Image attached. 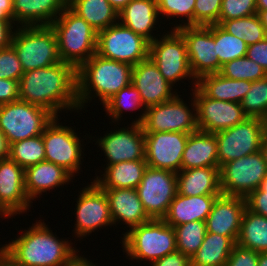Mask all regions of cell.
Instances as JSON below:
<instances>
[{
  "instance_id": "cell-1",
  "label": "cell",
  "mask_w": 267,
  "mask_h": 266,
  "mask_svg": "<svg viewBox=\"0 0 267 266\" xmlns=\"http://www.w3.org/2000/svg\"><path fill=\"white\" fill-rule=\"evenodd\" d=\"M19 99L47 109L55 117L58 111L79 110L77 99V69L59 62L24 72L19 80Z\"/></svg>"
},
{
  "instance_id": "cell-2",
  "label": "cell",
  "mask_w": 267,
  "mask_h": 266,
  "mask_svg": "<svg viewBox=\"0 0 267 266\" xmlns=\"http://www.w3.org/2000/svg\"><path fill=\"white\" fill-rule=\"evenodd\" d=\"M71 244L55 237L39 220L6 244L7 261L13 266H64L79 253Z\"/></svg>"
},
{
  "instance_id": "cell-3",
  "label": "cell",
  "mask_w": 267,
  "mask_h": 266,
  "mask_svg": "<svg viewBox=\"0 0 267 266\" xmlns=\"http://www.w3.org/2000/svg\"><path fill=\"white\" fill-rule=\"evenodd\" d=\"M133 66L94 54L77 69L79 109L92 100V92L101 103L107 102L122 88L131 84ZM92 91V92H91Z\"/></svg>"
},
{
  "instance_id": "cell-4",
  "label": "cell",
  "mask_w": 267,
  "mask_h": 266,
  "mask_svg": "<svg viewBox=\"0 0 267 266\" xmlns=\"http://www.w3.org/2000/svg\"><path fill=\"white\" fill-rule=\"evenodd\" d=\"M58 40L62 62L78 69L97 49V32L82 17L67 6L51 24Z\"/></svg>"
},
{
  "instance_id": "cell-5",
  "label": "cell",
  "mask_w": 267,
  "mask_h": 266,
  "mask_svg": "<svg viewBox=\"0 0 267 266\" xmlns=\"http://www.w3.org/2000/svg\"><path fill=\"white\" fill-rule=\"evenodd\" d=\"M11 46L24 72L62 62L57 36L51 26H17L11 38Z\"/></svg>"
},
{
  "instance_id": "cell-6",
  "label": "cell",
  "mask_w": 267,
  "mask_h": 266,
  "mask_svg": "<svg viewBox=\"0 0 267 266\" xmlns=\"http://www.w3.org/2000/svg\"><path fill=\"white\" fill-rule=\"evenodd\" d=\"M123 235V250L131 259L152 263L177 251L174 229L163 219H151Z\"/></svg>"
},
{
  "instance_id": "cell-7",
  "label": "cell",
  "mask_w": 267,
  "mask_h": 266,
  "mask_svg": "<svg viewBox=\"0 0 267 266\" xmlns=\"http://www.w3.org/2000/svg\"><path fill=\"white\" fill-rule=\"evenodd\" d=\"M54 117L47 109L20 99L0 105V129L9 144L41 135Z\"/></svg>"
},
{
  "instance_id": "cell-8",
  "label": "cell",
  "mask_w": 267,
  "mask_h": 266,
  "mask_svg": "<svg viewBox=\"0 0 267 266\" xmlns=\"http://www.w3.org/2000/svg\"><path fill=\"white\" fill-rule=\"evenodd\" d=\"M176 95L172 100L148 107L134 123L142 125L144 132H184L191 134L198 130L195 99L191 110L183 99ZM194 111V112H193Z\"/></svg>"
},
{
  "instance_id": "cell-9",
  "label": "cell",
  "mask_w": 267,
  "mask_h": 266,
  "mask_svg": "<svg viewBox=\"0 0 267 266\" xmlns=\"http://www.w3.org/2000/svg\"><path fill=\"white\" fill-rule=\"evenodd\" d=\"M220 189L223 195L246 198L257 190L267 176V165L260 151L232 160L219 168Z\"/></svg>"
},
{
  "instance_id": "cell-10",
  "label": "cell",
  "mask_w": 267,
  "mask_h": 266,
  "mask_svg": "<svg viewBox=\"0 0 267 266\" xmlns=\"http://www.w3.org/2000/svg\"><path fill=\"white\" fill-rule=\"evenodd\" d=\"M96 54L134 66L149 57V42L118 21L97 33Z\"/></svg>"
},
{
  "instance_id": "cell-11",
  "label": "cell",
  "mask_w": 267,
  "mask_h": 266,
  "mask_svg": "<svg viewBox=\"0 0 267 266\" xmlns=\"http://www.w3.org/2000/svg\"><path fill=\"white\" fill-rule=\"evenodd\" d=\"M149 57L172 86L187 77L195 80L193 84L197 85L189 67L186 42L177 30L167 32L162 38L157 37L150 42Z\"/></svg>"
},
{
  "instance_id": "cell-12",
  "label": "cell",
  "mask_w": 267,
  "mask_h": 266,
  "mask_svg": "<svg viewBox=\"0 0 267 266\" xmlns=\"http://www.w3.org/2000/svg\"><path fill=\"white\" fill-rule=\"evenodd\" d=\"M265 132L262 119L247 117L229 129L214 133L217 139L219 168L232 160L260 151Z\"/></svg>"
},
{
  "instance_id": "cell-13",
  "label": "cell",
  "mask_w": 267,
  "mask_h": 266,
  "mask_svg": "<svg viewBox=\"0 0 267 266\" xmlns=\"http://www.w3.org/2000/svg\"><path fill=\"white\" fill-rule=\"evenodd\" d=\"M136 191L147 215L163 219L177 194V173L148 166Z\"/></svg>"
},
{
  "instance_id": "cell-14",
  "label": "cell",
  "mask_w": 267,
  "mask_h": 266,
  "mask_svg": "<svg viewBox=\"0 0 267 266\" xmlns=\"http://www.w3.org/2000/svg\"><path fill=\"white\" fill-rule=\"evenodd\" d=\"M58 120V117H54L42 133L45 145V161L62 166L72 176H75L74 173L80 171L81 140L74 129L62 124L59 125Z\"/></svg>"
},
{
  "instance_id": "cell-15",
  "label": "cell",
  "mask_w": 267,
  "mask_h": 266,
  "mask_svg": "<svg viewBox=\"0 0 267 266\" xmlns=\"http://www.w3.org/2000/svg\"><path fill=\"white\" fill-rule=\"evenodd\" d=\"M184 38L190 70L198 80L207 74L219 73L216 54L215 24L208 26H182L176 29Z\"/></svg>"
},
{
  "instance_id": "cell-16",
  "label": "cell",
  "mask_w": 267,
  "mask_h": 266,
  "mask_svg": "<svg viewBox=\"0 0 267 266\" xmlns=\"http://www.w3.org/2000/svg\"><path fill=\"white\" fill-rule=\"evenodd\" d=\"M192 90L196 105L198 130L217 133L243 122L247 116L241 103L215 100L207 97L197 86Z\"/></svg>"
},
{
  "instance_id": "cell-17",
  "label": "cell",
  "mask_w": 267,
  "mask_h": 266,
  "mask_svg": "<svg viewBox=\"0 0 267 266\" xmlns=\"http://www.w3.org/2000/svg\"><path fill=\"white\" fill-rule=\"evenodd\" d=\"M75 206V237L82 239L102 226L114 225L106 194L94 181L81 190Z\"/></svg>"
},
{
  "instance_id": "cell-18",
  "label": "cell",
  "mask_w": 267,
  "mask_h": 266,
  "mask_svg": "<svg viewBox=\"0 0 267 266\" xmlns=\"http://www.w3.org/2000/svg\"><path fill=\"white\" fill-rule=\"evenodd\" d=\"M188 136L184 132H144L147 165L178 173Z\"/></svg>"
},
{
  "instance_id": "cell-19",
  "label": "cell",
  "mask_w": 267,
  "mask_h": 266,
  "mask_svg": "<svg viewBox=\"0 0 267 266\" xmlns=\"http://www.w3.org/2000/svg\"><path fill=\"white\" fill-rule=\"evenodd\" d=\"M131 127L120 128L106 133L97 140L107 157V166L122 161L145 159V137L141 124L131 123Z\"/></svg>"
},
{
  "instance_id": "cell-20",
  "label": "cell",
  "mask_w": 267,
  "mask_h": 266,
  "mask_svg": "<svg viewBox=\"0 0 267 266\" xmlns=\"http://www.w3.org/2000/svg\"><path fill=\"white\" fill-rule=\"evenodd\" d=\"M25 169L10 158L0 160V211L12 217L29 210L32 201L25 189Z\"/></svg>"
},
{
  "instance_id": "cell-21",
  "label": "cell",
  "mask_w": 267,
  "mask_h": 266,
  "mask_svg": "<svg viewBox=\"0 0 267 266\" xmlns=\"http://www.w3.org/2000/svg\"><path fill=\"white\" fill-rule=\"evenodd\" d=\"M131 84L140 93L146 109L172 100L177 95L150 57L133 66Z\"/></svg>"
},
{
  "instance_id": "cell-22",
  "label": "cell",
  "mask_w": 267,
  "mask_h": 266,
  "mask_svg": "<svg viewBox=\"0 0 267 266\" xmlns=\"http://www.w3.org/2000/svg\"><path fill=\"white\" fill-rule=\"evenodd\" d=\"M245 209L244 197L221 194L216 198L211 212L205 220L206 231L230 237L237 243Z\"/></svg>"
},
{
  "instance_id": "cell-23",
  "label": "cell",
  "mask_w": 267,
  "mask_h": 266,
  "mask_svg": "<svg viewBox=\"0 0 267 266\" xmlns=\"http://www.w3.org/2000/svg\"><path fill=\"white\" fill-rule=\"evenodd\" d=\"M110 208L113 223L122 221L132 229L151 220L147 215L136 189H103Z\"/></svg>"
},
{
  "instance_id": "cell-24",
  "label": "cell",
  "mask_w": 267,
  "mask_h": 266,
  "mask_svg": "<svg viewBox=\"0 0 267 266\" xmlns=\"http://www.w3.org/2000/svg\"><path fill=\"white\" fill-rule=\"evenodd\" d=\"M68 0H13V22L21 26H51Z\"/></svg>"
},
{
  "instance_id": "cell-25",
  "label": "cell",
  "mask_w": 267,
  "mask_h": 266,
  "mask_svg": "<svg viewBox=\"0 0 267 266\" xmlns=\"http://www.w3.org/2000/svg\"><path fill=\"white\" fill-rule=\"evenodd\" d=\"M218 196L220 195L194 197L177 193L163 220L172 227L194 221L205 222Z\"/></svg>"
},
{
  "instance_id": "cell-26",
  "label": "cell",
  "mask_w": 267,
  "mask_h": 266,
  "mask_svg": "<svg viewBox=\"0 0 267 266\" xmlns=\"http://www.w3.org/2000/svg\"><path fill=\"white\" fill-rule=\"evenodd\" d=\"M202 167H219L217 139L214 133L197 130L188 136L181 170Z\"/></svg>"
},
{
  "instance_id": "cell-27",
  "label": "cell",
  "mask_w": 267,
  "mask_h": 266,
  "mask_svg": "<svg viewBox=\"0 0 267 266\" xmlns=\"http://www.w3.org/2000/svg\"><path fill=\"white\" fill-rule=\"evenodd\" d=\"M73 176L62 166L42 161L25 168V189L30 201L42 192L54 189L71 181ZM67 182V183H66Z\"/></svg>"
},
{
  "instance_id": "cell-28",
  "label": "cell",
  "mask_w": 267,
  "mask_h": 266,
  "mask_svg": "<svg viewBox=\"0 0 267 266\" xmlns=\"http://www.w3.org/2000/svg\"><path fill=\"white\" fill-rule=\"evenodd\" d=\"M159 11L155 0H131L120 12L118 21L134 33L145 38L149 43L153 37L152 29L158 22ZM157 19V20H156Z\"/></svg>"
},
{
  "instance_id": "cell-29",
  "label": "cell",
  "mask_w": 267,
  "mask_h": 266,
  "mask_svg": "<svg viewBox=\"0 0 267 266\" xmlns=\"http://www.w3.org/2000/svg\"><path fill=\"white\" fill-rule=\"evenodd\" d=\"M177 193L183 196L221 195L219 167L180 170Z\"/></svg>"
},
{
  "instance_id": "cell-30",
  "label": "cell",
  "mask_w": 267,
  "mask_h": 266,
  "mask_svg": "<svg viewBox=\"0 0 267 266\" xmlns=\"http://www.w3.org/2000/svg\"><path fill=\"white\" fill-rule=\"evenodd\" d=\"M148 165L145 159L122 161L108 165L104 176L94 179L101 189L130 188L136 189L140 184Z\"/></svg>"
},
{
  "instance_id": "cell-31",
  "label": "cell",
  "mask_w": 267,
  "mask_h": 266,
  "mask_svg": "<svg viewBox=\"0 0 267 266\" xmlns=\"http://www.w3.org/2000/svg\"><path fill=\"white\" fill-rule=\"evenodd\" d=\"M252 81L235 80L220 73L207 74L197 80V87L209 98L241 103Z\"/></svg>"
},
{
  "instance_id": "cell-32",
  "label": "cell",
  "mask_w": 267,
  "mask_h": 266,
  "mask_svg": "<svg viewBox=\"0 0 267 266\" xmlns=\"http://www.w3.org/2000/svg\"><path fill=\"white\" fill-rule=\"evenodd\" d=\"M68 6L97 33L118 23V11L108 0H68Z\"/></svg>"
},
{
  "instance_id": "cell-33",
  "label": "cell",
  "mask_w": 267,
  "mask_h": 266,
  "mask_svg": "<svg viewBox=\"0 0 267 266\" xmlns=\"http://www.w3.org/2000/svg\"><path fill=\"white\" fill-rule=\"evenodd\" d=\"M236 243L226 236L206 232L198 251L191 257V266H224Z\"/></svg>"
},
{
  "instance_id": "cell-34",
  "label": "cell",
  "mask_w": 267,
  "mask_h": 266,
  "mask_svg": "<svg viewBox=\"0 0 267 266\" xmlns=\"http://www.w3.org/2000/svg\"><path fill=\"white\" fill-rule=\"evenodd\" d=\"M236 244L258 253H266L267 217L257 214L246 207L241 219L240 234Z\"/></svg>"
},
{
  "instance_id": "cell-35",
  "label": "cell",
  "mask_w": 267,
  "mask_h": 266,
  "mask_svg": "<svg viewBox=\"0 0 267 266\" xmlns=\"http://www.w3.org/2000/svg\"><path fill=\"white\" fill-rule=\"evenodd\" d=\"M220 26L229 34L244 40L247 45L255 44L267 37L258 14L223 21Z\"/></svg>"
},
{
  "instance_id": "cell-36",
  "label": "cell",
  "mask_w": 267,
  "mask_h": 266,
  "mask_svg": "<svg viewBox=\"0 0 267 266\" xmlns=\"http://www.w3.org/2000/svg\"><path fill=\"white\" fill-rule=\"evenodd\" d=\"M9 158L24 169L45 161L42 134L10 144Z\"/></svg>"
},
{
  "instance_id": "cell-37",
  "label": "cell",
  "mask_w": 267,
  "mask_h": 266,
  "mask_svg": "<svg viewBox=\"0 0 267 266\" xmlns=\"http://www.w3.org/2000/svg\"><path fill=\"white\" fill-rule=\"evenodd\" d=\"M177 251L191 257L198 251L206 234V223L194 221L173 227Z\"/></svg>"
},
{
  "instance_id": "cell-38",
  "label": "cell",
  "mask_w": 267,
  "mask_h": 266,
  "mask_svg": "<svg viewBox=\"0 0 267 266\" xmlns=\"http://www.w3.org/2000/svg\"><path fill=\"white\" fill-rule=\"evenodd\" d=\"M215 44L219 59V73L226 62L246 56L248 45L245 41L229 34L218 24H215Z\"/></svg>"
},
{
  "instance_id": "cell-39",
  "label": "cell",
  "mask_w": 267,
  "mask_h": 266,
  "mask_svg": "<svg viewBox=\"0 0 267 266\" xmlns=\"http://www.w3.org/2000/svg\"><path fill=\"white\" fill-rule=\"evenodd\" d=\"M103 107L105 108L107 114H109L115 122L120 120L122 117L121 114L124 110L133 111V109H146L142 103L140 93L132 84L122 88L119 92L113 95L103 104Z\"/></svg>"
},
{
  "instance_id": "cell-40",
  "label": "cell",
  "mask_w": 267,
  "mask_h": 266,
  "mask_svg": "<svg viewBox=\"0 0 267 266\" xmlns=\"http://www.w3.org/2000/svg\"><path fill=\"white\" fill-rule=\"evenodd\" d=\"M220 74L226 78L252 82L267 76L266 71L247 56L226 62L222 66Z\"/></svg>"
},
{
  "instance_id": "cell-41",
  "label": "cell",
  "mask_w": 267,
  "mask_h": 266,
  "mask_svg": "<svg viewBox=\"0 0 267 266\" xmlns=\"http://www.w3.org/2000/svg\"><path fill=\"white\" fill-rule=\"evenodd\" d=\"M243 112L249 118L262 119L267 112V76L252 82L241 101Z\"/></svg>"
},
{
  "instance_id": "cell-42",
  "label": "cell",
  "mask_w": 267,
  "mask_h": 266,
  "mask_svg": "<svg viewBox=\"0 0 267 266\" xmlns=\"http://www.w3.org/2000/svg\"><path fill=\"white\" fill-rule=\"evenodd\" d=\"M196 0H158V11L159 15L171 17H185L187 22H182L184 24H177L174 26L173 30H176L182 26H193V14Z\"/></svg>"
},
{
  "instance_id": "cell-43",
  "label": "cell",
  "mask_w": 267,
  "mask_h": 266,
  "mask_svg": "<svg viewBox=\"0 0 267 266\" xmlns=\"http://www.w3.org/2000/svg\"><path fill=\"white\" fill-rule=\"evenodd\" d=\"M222 0H196L193 26L218 24Z\"/></svg>"
},
{
  "instance_id": "cell-44",
  "label": "cell",
  "mask_w": 267,
  "mask_h": 266,
  "mask_svg": "<svg viewBox=\"0 0 267 266\" xmlns=\"http://www.w3.org/2000/svg\"><path fill=\"white\" fill-rule=\"evenodd\" d=\"M257 14L256 0H222L218 25L223 21Z\"/></svg>"
},
{
  "instance_id": "cell-45",
  "label": "cell",
  "mask_w": 267,
  "mask_h": 266,
  "mask_svg": "<svg viewBox=\"0 0 267 266\" xmlns=\"http://www.w3.org/2000/svg\"><path fill=\"white\" fill-rule=\"evenodd\" d=\"M23 73L22 64L14 48L10 45L0 49V78L19 81Z\"/></svg>"
},
{
  "instance_id": "cell-46",
  "label": "cell",
  "mask_w": 267,
  "mask_h": 266,
  "mask_svg": "<svg viewBox=\"0 0 267 266\" xmlns=\"http://www.w3.org/2000/svg\"><path fill=\"white\" fill-rule=\"evenodd\" d=\"M257 251L235 244L224 266H258Z\"/></svg>"
},
{
  "instance_id": "cell-47",
  "label": "cell",
  "mask_w": 267,
  "mask_h": 266,
  "mask_svg": "<svg viewBox=\"0 0 267 266\" xmlns=\"http://www.w3.org/2000/svg\"><path fill=\"white\" fill-rule=\"evenodd\" d=\"M245 200L249 210L267 217V176L262 180L259 188L250 193Z\"/></svg>"
},
{
  "instance_id": "cell-48",
  "label": "cell",
  "mask_w": 267,
  "mask_h": 266,
  "mask_svg": "<svg viewBox=\"0 0 267 266\" xmlns=\"http://www.w3.org/2000/svg\"><path fill=\"white\" fill-rule=\"evenodd\" d=\"M19 81L0 78V105L19 99Z\"/></svg>"
},
{
  "instance_id": "cell-49",
  "label": "cell",
  "mask_w": 267,
  "mask_h": 266,
  "mask_svg": "<svg viewBox=\"0 0 267 266\" xmlns=\"http://www.w3.org/2000/svg\"><path fill=\"white\" fill-rule=\"evenodd\" d=\"M246 56L260 65L267 73V37L255 44L248 45Z\"/></svg>"
},
{
  "instance_id": "cell-50",
  "label": "cell",
  "mask_w": 267,
  "mask_h": 266,
  "mask_svg": "<svg viewBox=\"0 0 267 266\" xmlns=\"http://www.w3.org/2000/svg\"><path fill=\"white\" fill-rule=\"evenodd\" d=\"M152 266H191L190 258L176 251L150 263Z\"/></svg>"
},
{
  "instance_id": "cell-51",
  "label": "cell",
  "mask_w": 267,
  "mask_h": 266,
  "mask_svg": "<svg viewBox=\"0 0 267 266\" xmlns=\"http://www.w3.org/2000/svg\"><path fill=\"white\" fill-rule=\"evenodd\" d=\"M15 22H7L0 19V49L7 48L11 45V38L13 35Z\"/></svg>"
},
{
  "instance_id": "cell-52",
  "label": "cell",
  "mask_w": 267,
  "mask_h": 266,
  "mask_svg": "<svg viewBox=\"0 0 267 266\" xmlns=\"http://www.w3.org/2000/svg\"><path fill=\"white\" fill-rule=\"evenodd\" d=\"M0 19L13 22V0H0Z\"/></svg>"
},
{
  "instance_id": "cell-53",
  "label": "cell",
  "mask_w": 267,
  "mask_h": 266,
  "mask_svg": "<svg viewBox=\"0 0 267 266\" xmlns=\"http://www.w3.org/2000/svg\"><path fill=\"white\" fill-rule=\"evenodd\" d=\"M10 144L0 129V160L9 158Z\"/></svg>"
},
{
  "instance_id": "cell-54",
  "label": "cell",
  "mask_w": 267,
  "mask_h": 266,
  "mask_svg": "<svg viewBox=\"0 0 267 266\" xmlns=\"http://www.w3.org/2000/svg\"><path fill=\"white\" fill-rule=\"evenodd\" d=\"M64 266H96L92 261L90 262L87 258L75 254Z\"/></svg>"
},
{
  "instance_id": "cell-55",
  "label": "cell",
  "mask_w": 267,
  "mask_h": 266,
  "mask_svg": "<svg viewBox=\"0 0 267 266\" xmlns=\"http://www.w3.org/2000/svg\"><path fill=\"white\" fill-rule=\"evenodd\" d=\"M131 0H108V2L120 12Z\"/></svg>"
},
{
  "instance_id": "cell-56",
  "label": "cell",
  "mask_w": 267,
  "mask_h": 266,
  "mask_svg": "<svg viewBox=\"0 0 267 266\" xmlns=\"http://www.w3.org/2000/svg\"><path fill=\"white\" fill-rule=\"evenodd\" d=\"M257 14L267 34V10H257Z\"/></svg>"
},
{
  "instance_id": "cell-57",
  "label": "cell",
  "mask_w": 267,
  "mask_h": 266,
  "mask_svg": "<svg viewBox=\"0 0 267 266\" xmlns=\"http://www.w3.org/2000/svg\"><path fill=\"white\" fill-rule=\"evenodd\" d=\"M261 152L263 153V156H264V159L267 165V131L265 132L263 139H262Z\"/></svg>"
},
{
  "instance_id": "cell-58",
  "label": "cell",
  "mask_w": 267,
  "mask_h": 266,
  "mask_svg": "<svg viewBox=\"0 0 267 266\" xmlns=\"http://www.w3.org/2000/svg\"><path fill=\"white\" fill-rule=\"evenodd\" d=\"M7 261L6 246L0 248V266H4Z\"/></svg>"
},
{
  "instance_id": "cell-59",
  "label": "cell",
  "mask_w": 267,
  "mask_h": 266,
  "mask_svg": "<svg viewBox=\"0 0 267 266\" xmlns=\"http://www.w3.org/2000/svg\"><path fill=\"white\" fill-rule=\"evenodd\" d=\"M258 266H267V252L266 253H259Z\"/></svg>"
},
{
  "instance_id": "cell-60",
  "label": "cell",
  "mask_w": 267,
  "mask_h": 266,
  "mask_svg": "<svg viewBox=\"0 0 267 266\" xmlns=\"http://www.w3.org/2000/svg\"><path fill=\"white\" fill-rule=\"evenodd\" d=\"M257 10H267V0H256Z\"/></svg>"
},
{
  "instance_id": "cell-61",
  "label": "cell",
  "mask_w": 267,
  "mask_h": 266,
  "mask_svg": "<svg viewBox=\"0 0 267 266\" xmlns=\"http://www.w3.org/2000/svg\"><path fill=\"white\" fill-rule=\"evenodd\" d=\"M262 122L264 124L265 130L267 131V112L264 115V117L262 118Z\"/></svg>"
},
{
  "instance_id": "cell-62",
  "label": "cell",
  "mask_w": 267,
  "mask_h": 266,
  "mask_svg": "<svg viewBox=\"0 0 267 266\" xmlns=\"http://www.w3.org/2000/svg\"><path fill=\"white\" fill-rule=\"evenodd\" d=\"M4 266H13V265H11L8 261H6Z\"/></svg>"
}]
</instances>
